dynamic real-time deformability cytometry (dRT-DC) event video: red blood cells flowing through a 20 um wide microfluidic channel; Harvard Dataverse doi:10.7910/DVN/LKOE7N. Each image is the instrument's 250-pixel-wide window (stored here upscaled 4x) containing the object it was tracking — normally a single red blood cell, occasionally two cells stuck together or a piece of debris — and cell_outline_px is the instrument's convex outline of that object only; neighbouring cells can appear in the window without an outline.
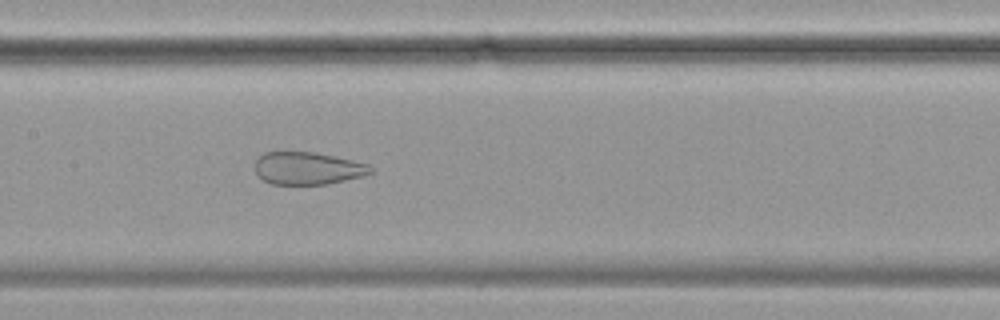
{"species": "common noctule bat (a hibernating species)", "species_latin": "Nyctalus noctula", "temperature_condition": "cold", "stored_images_in_passage": 49, "camera_frame_rate_fps": 3000, "um_per_image_px": 0.085, "animal": {"sex": "female", "body_mass_g": 19.9}, "frame": {"image": 1, "passage_image": 20, "time_ms": 6.333, "image_size_px": [1000, 320], "cell_outline_px": [[372, 172], [364, 176], [328, 184], [272, 184], [264, 180], [256, 172], [256, 160], [264, 152], [284, 148], [316, 152], [352, 160], [368, 164], [372, 168]], "centroid_in_image_um": [26.12, 14.25], "position_along_channel_um": 181.3, "area_um2": 22.54}}
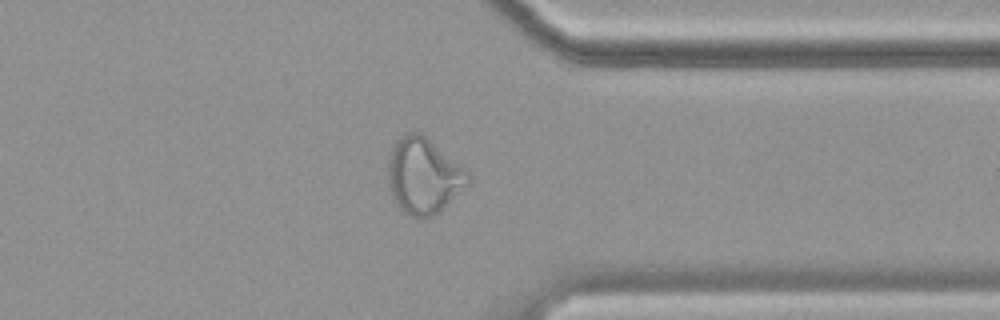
{"frame": {"image": 2, "passage_image": 37, "time_ms": 12.0, "image_size_px": [1000, 320], "cell_outline_px": [[472, 180], [440, 212], [424, 220], [412, 216], [400, 208], [396, 204], [392, 196], [388, 184], [388, 160], [392, 148], [396, 140], [400, 136], [408, 132], [420, 132], [464, 168], [468, 172]], "centroid_in_image_um": [35.99, 14.97], "position_along_channel_um": 375.4, "area_um2": 35.32}}
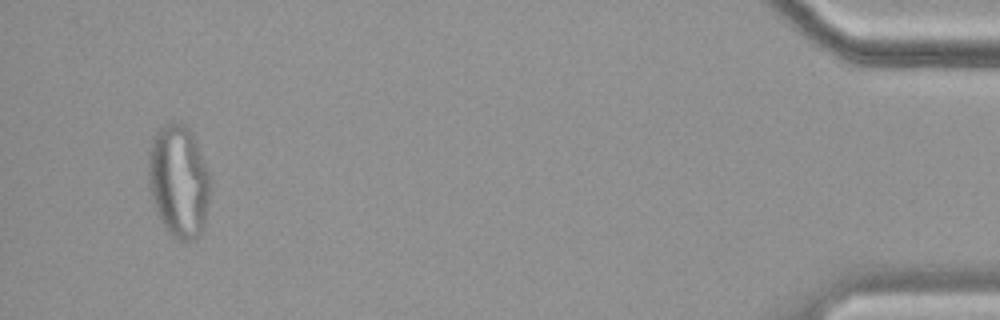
{"frame": {"image": 3, "passage_image": 47, "time_ms": 15.333, "image_size_px": [1000, 320], "cell_outline_px": [[208, 196], [204, 228], [196, 240], [176, 240], [164, 228], [156, 212], [148, 188], [148, 152], [152, 136], [164, 124], [172, 120], [184, 124], [192, 132], [208, 172]], "centroid_in_image_um": [15.14, 15.39], "position_along_channel_um": 420.1, "area_um2": 40.86}}